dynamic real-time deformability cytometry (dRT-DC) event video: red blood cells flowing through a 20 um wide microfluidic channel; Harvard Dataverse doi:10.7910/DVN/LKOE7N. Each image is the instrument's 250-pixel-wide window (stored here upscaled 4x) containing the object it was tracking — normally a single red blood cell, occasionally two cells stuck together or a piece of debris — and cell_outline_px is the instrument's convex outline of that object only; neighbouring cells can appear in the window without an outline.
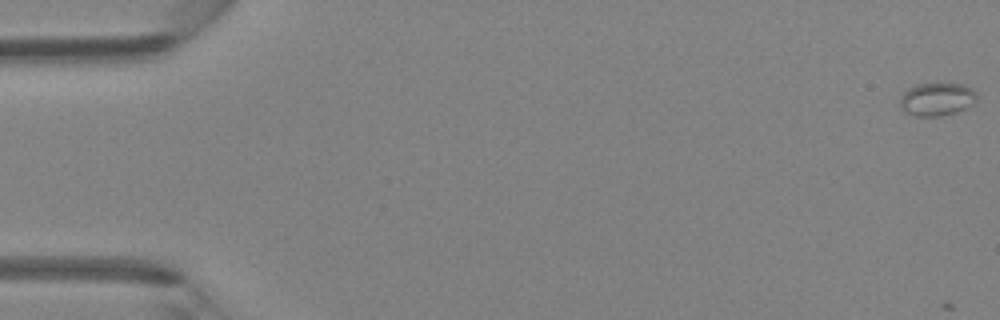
{"species": "Egyptian fruit bat (a non-hibernating species)", "species_latin": "Rousettus aegyptiacus", "temperature_condition": "room temperature", "stored_images_in_passage": 11, "camera_frame_rate_fps": 3000, "um_per_image_px": 0.085, "animal": {"sex": "female"}, "frame": {"image": 1, "passage_image": 1, "time_ms": 0.0, "image_size_px": [1000, 320], "cell_outline_px": [[976, 100], [972, 104], [956, 112], [940, 116], [916, 116], [904, 112], [900, 108], [900, 96], [904, 92], [920, 84], [964, 84], [972, 88], [976, 92]], "centroid_in_image_um": [79.63, 8.45], "position_along_channel_um": 5.4, "area_um2": 14.62}}